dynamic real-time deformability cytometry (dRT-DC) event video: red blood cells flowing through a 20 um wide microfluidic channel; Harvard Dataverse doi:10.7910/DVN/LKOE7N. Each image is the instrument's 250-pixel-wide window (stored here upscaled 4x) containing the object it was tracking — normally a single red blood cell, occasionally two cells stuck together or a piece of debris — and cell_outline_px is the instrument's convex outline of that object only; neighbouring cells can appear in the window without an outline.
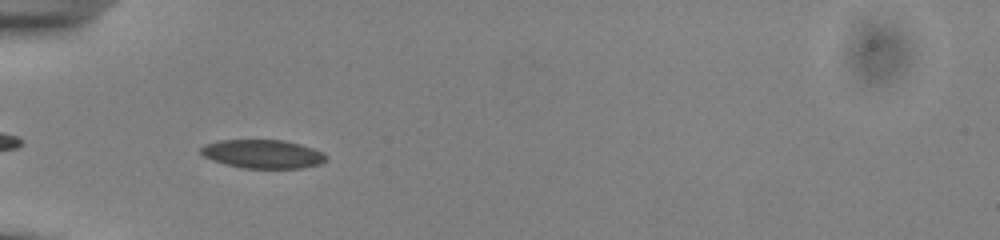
{"species": "common noctule bat (a hibernating species)", "species_latin": "Nyctalus noctula", "temperature_condition": "cold", "stored_images_in_passage": 25, "camera_frame_rate_fps": 3000, "um_per_image_px": 0.085, "animal": {"sex": "male", "body_mass_g": 13.0, "forearm_length_mm": 53.1}, "frame": {"image": 1, "passage_image": 3, "time_ms": 0.667, "image_size_px": [1000, 240], "cell_outline_px": [[328, 156], [320, 164], [304, 168], [244, 168], [224, 164], [212, 160], [204, 156], [200, 152], [200, 148], [204, 144], [220, 140], [284, 140], [300, 144], [324, 152]], "centroid_in_image_um": [22.33, 13.09], "position_along_channel_um": 62.7, "area_um2": 20.98}}
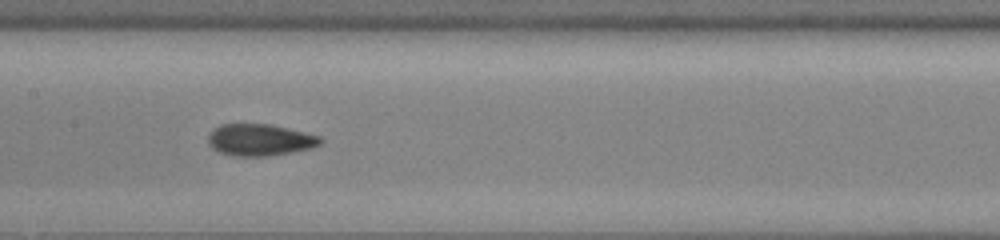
{"frame": {"image": 2, "passage_image": 13, "time_ms": 4.0, "image_size_px": [1000, 240], "cell_outline_px": [[324, 140], [320, 144], [312, 148], [292, 152], [268, 156], [232, 156], [216, 152], [208, 144], [208, 136], [212, 128], [220, 124], [268, 124], [320, 136]], "centroid_in_image_um": [22.04, 11.9], "position_along_channel_um": 185.4, "area_um2": 20.92}}
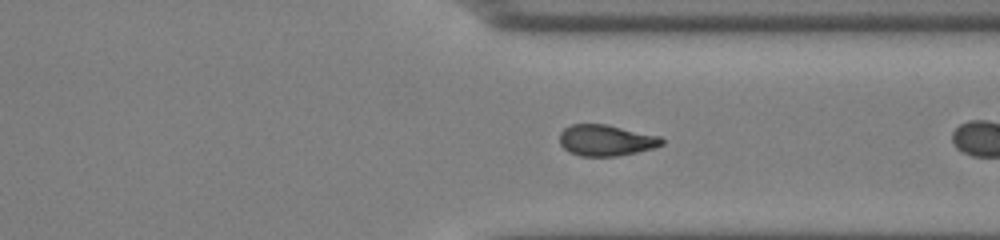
{"frame": {"image": 3, "passage_image": 24, "time_ms": 7.667, "image_size_px": [1000, 240], "cell_outline_px": [[664, 144], [652, 148], [636, 152], [616, 156], [580, 156], [568, 152], [560, 144], [560, 132], [564, 128], [572, 124], [604, 124], [660, 136], [664, 140]], "centroid_in_image_um": [51.48, 11.93], "position_along_channel_um": 359.9, "area_um2": 18.44}}